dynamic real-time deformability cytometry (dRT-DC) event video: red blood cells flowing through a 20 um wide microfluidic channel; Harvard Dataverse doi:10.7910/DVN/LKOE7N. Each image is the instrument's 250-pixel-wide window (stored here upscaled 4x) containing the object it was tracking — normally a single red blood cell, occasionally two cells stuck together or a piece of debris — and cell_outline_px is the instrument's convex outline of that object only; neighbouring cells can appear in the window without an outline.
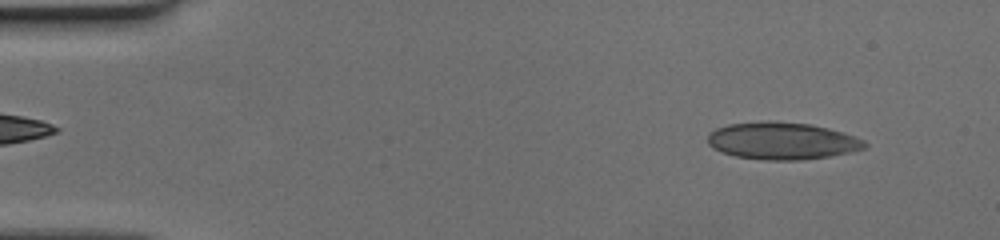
{"species": "human", "species_latin": "Homo sapiens", "temperature_condition": "cold", "stored_images_in_passage": 50, "camera_frame_rate_fps": 3000, "um_per_image_px": 0.085, "donor": {"sex": "female"}, "frame": {"image": 1, "passage_image": 4, "time_ms": 1.0, "image_size_px": [1000, 240], "cell_outline_px": [[868, 144], [864, 148], [848, 152], [828, 156], [800, 160], [764, 160], [736, 156], [720, 152], [712, 148], [708, 144], [708, 132], [716, 128], [728, 124], [768, 120], [808, 124], [840, 132], [864, 140]], "centroid_in_image_um": [66.39, 11.97], "position_along_channel_um": 18.6, "area_um2": 33.81}}
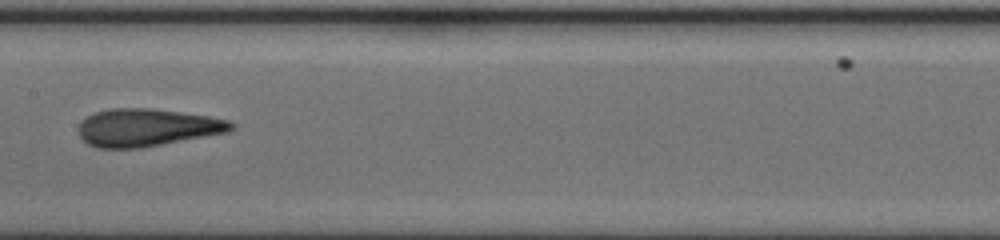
{"frame": {"image": 2, "passage_image": 25, "time_ms": 8.0, "image_size_px": [1000, 240], "cell_outline_px": [[236, 124], [228, 132], [140, 148], [96, 148], [88, 144], [80, 136], [80, 124], [88, 116], [96, 112], [108, 108], [148, 108], [180, 112], [208, 116], [228, 120]], "centroid_in_image_um": [12.5, 10.84], "position_along_channel_um": 194.9, "area_um2": 33.12}}
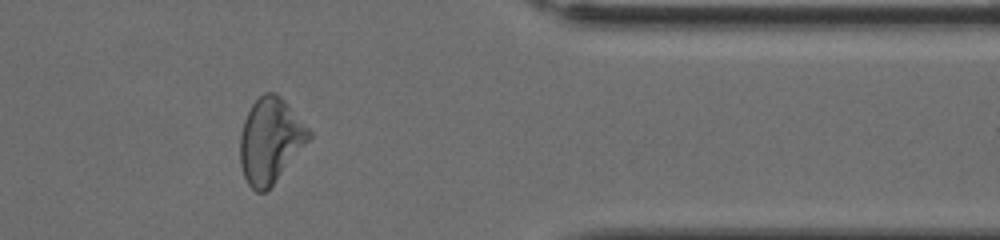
{"frame": {"image": 3, "passage_image": 41, "time_ms": 13.333, "image_size_px": [1000, 240], "cell_outline_px": [[312, 136], [272, 184], [264, 192], [256, 192], [248, 184], [244, 176], [240, 164], [240, 136], [244, 120], [252, 104], [264, 92], [276, 92], [284, 100], [312, 132]], "centroid_in_image_um": [22.96, 11.92], "position_along_channel_um": 388.4, "area_um2": 33.52}}